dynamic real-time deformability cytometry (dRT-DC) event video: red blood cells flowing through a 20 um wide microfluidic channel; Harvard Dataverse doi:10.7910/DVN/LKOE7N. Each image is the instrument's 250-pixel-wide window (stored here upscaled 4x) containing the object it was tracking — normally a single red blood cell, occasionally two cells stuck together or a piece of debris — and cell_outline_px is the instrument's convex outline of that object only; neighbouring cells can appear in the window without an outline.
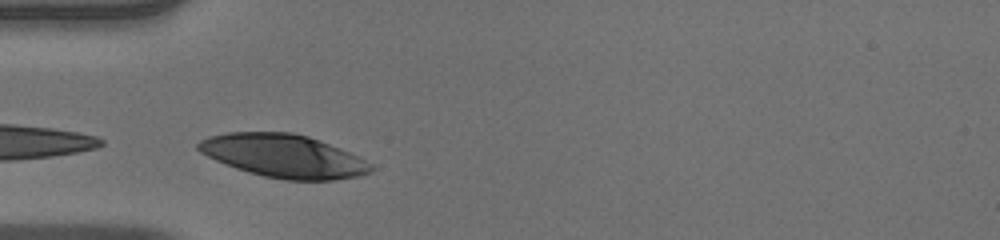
{"species": "human", "species_latin": "Homo sapiens", "temperature_condition": "warm", "stored_images_in_passage": 7, "camera_frame_rate_fps": 3000, "um_per_image_px": 0.085, "donor": {"sex": "male"}, "frame": {"image": 1, "passage_image": 1, "time_ms": 0.0, "image_size_px": [1000, 240], "cell_outline_px": [[376, 168], [372, 172], [360, 176], [332, 180], [284, 180], [264, 176], [248, 172], [236, 168], [216, 160], [200, 152], [196, 148], [196, 144], [200, 140], [208, 136], [228, 132], [292, 132], [308, 136], [348, 152], [372, 164]], "centroid_in_image_um": [24.1, 13.26], "position_along_channel_um": 60.9, "area_um2": 43.29}}
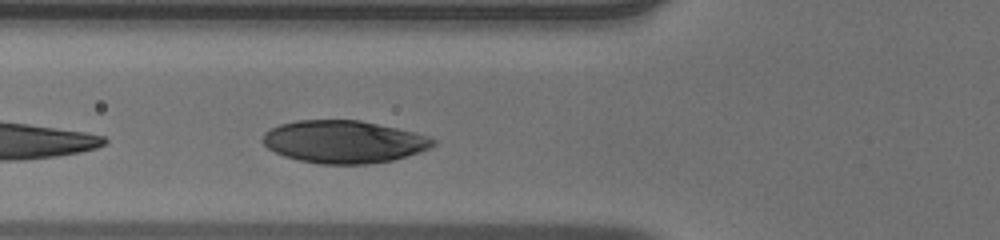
{"frame": {"image": 2, "passage_image": 4, "time_ms": 1.0, "image_size_px": [1000, 240], "cell_outline_px": [[436, 144], [420, 152], [392, 160], [372, 164], [320, 164], [300, 160], [284, 156], [268, 148], [260, 140], [264, 132], [280, 124], [296, 120], [360, 120], [416, 132], [428, 136], [436, 140]], "centroid_in_image_um": [29.22, 12.05], "position_along_channel_um": 96.6, "area_um2": 42.37}}